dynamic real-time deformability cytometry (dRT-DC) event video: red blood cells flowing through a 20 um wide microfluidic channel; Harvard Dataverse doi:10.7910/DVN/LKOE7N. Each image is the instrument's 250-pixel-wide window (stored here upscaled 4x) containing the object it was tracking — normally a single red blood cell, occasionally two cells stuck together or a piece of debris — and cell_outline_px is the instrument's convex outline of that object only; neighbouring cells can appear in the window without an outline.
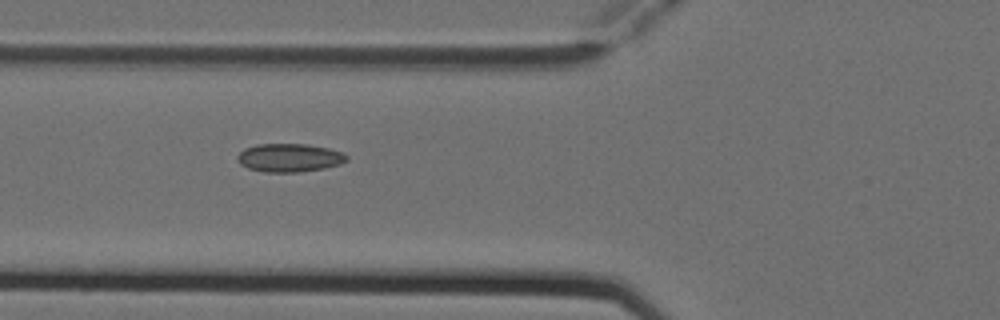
{"species": "Egyptian fruit bat (a non-hibernating species)", "species_latin": "Rousettus aegyptiacus", "temperature_condition": "cold", "stored_images_in_passage": 5, "camera_frame_rate_fps": 3000, "um_per_image_px": 0.085, "animal": {"sex": "female"}, "frame": {"image": 1, "passage_image": 5, "time_ms": 1.333, "image_size_px": [1000, 320], "cell_outline_px": [[348, 160], [340, 164], [324, 168], [300, 172], [264, 172], [248, 168], [240, 164], [236, 160], [236, 156], [244, 148], [256, 144], [308, 144], [328, 148], [344, 152], [348, 156]], "centroid_in_image_um": [24.59, 13.4], "position_along_channel_um": 101.2, "area_um2": 18.26}}